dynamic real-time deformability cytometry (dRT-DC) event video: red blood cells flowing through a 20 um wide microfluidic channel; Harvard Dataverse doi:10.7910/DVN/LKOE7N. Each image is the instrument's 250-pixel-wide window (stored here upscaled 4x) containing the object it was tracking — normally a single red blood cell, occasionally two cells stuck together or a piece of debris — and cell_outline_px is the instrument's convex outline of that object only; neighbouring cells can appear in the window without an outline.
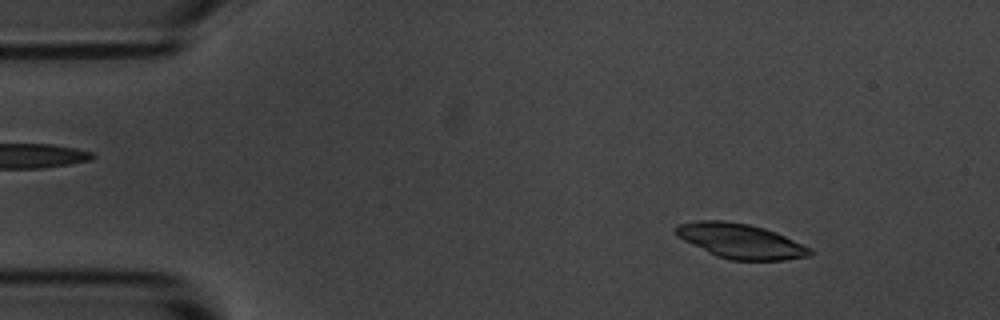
{"species": "common noctule bat (a hibernating species)", "species_latin": "Nyctalus noctula", "temperature_condition": "room temperature", "stored_images_in_passage": 4, "camera_frame_rate_fps": 3000, "um_per_image_px": 0.085, "animal": {"sex": "male", "body_mass_g": 20.1, "forearm_length_mm": 53.5}, "frame": {"image": 1, "passage_image": 1, "time_ms": 0.0, "image_size_px": [1000, 320], "cell_outline_px": [[816, 252], [812, 256], [784, 260], [732, 260], [716, 256], [676, 236], [672, 232], [672, 228], [680, 224], [700, 220], [720, 220], [748, 224], [764, 228], [776, 232], [812, 248]], "centroid_in_image_um": [62.97, 20.49], "position_along_channel_um": 22.0, "area_um2": 27.34}}